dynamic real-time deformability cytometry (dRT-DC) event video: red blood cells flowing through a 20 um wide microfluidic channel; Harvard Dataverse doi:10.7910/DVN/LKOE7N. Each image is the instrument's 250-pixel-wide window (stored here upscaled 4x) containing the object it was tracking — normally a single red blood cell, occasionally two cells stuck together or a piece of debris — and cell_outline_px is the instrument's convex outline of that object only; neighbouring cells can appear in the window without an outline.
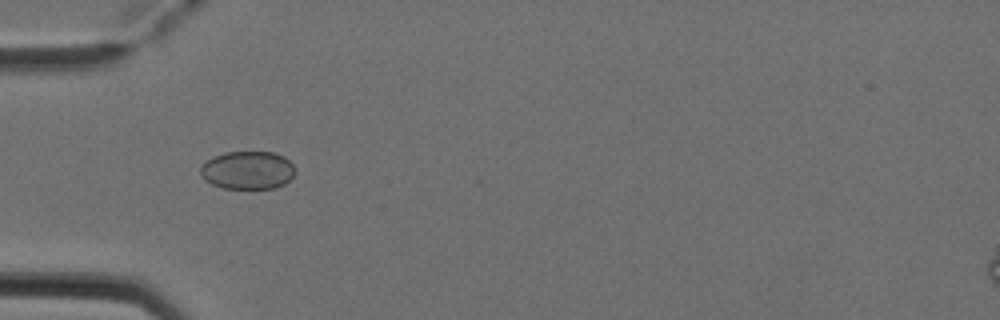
{"species": "Egyptian fruit bat (a non-hibernating species)", "species_latin": "Rousettus aegyptiacus", "temperature_condition": "cold", "stored_images_in_passage": 7, "camera_frame_rate_fps": 3000, "um_per_image_px": 0.085, "animal": {"sex": "female"}, "frame": {"image": 1, "passage_image": 4, "time_ms": 1.0, "image_size_px": [1000, 320], "cell_outline_px": [[296, 172], [284, 184], [276, 188], [224, 188], [212, 184], [204, 180], [200, 172], [200, 168], [208, 160], [224, 152], [272, 152], [284, 156], [296, 168]], "centroid_in_image_um": [21.07, 14.47], "position_along_channel_um": 63.9, "area_um2": 20.92}}
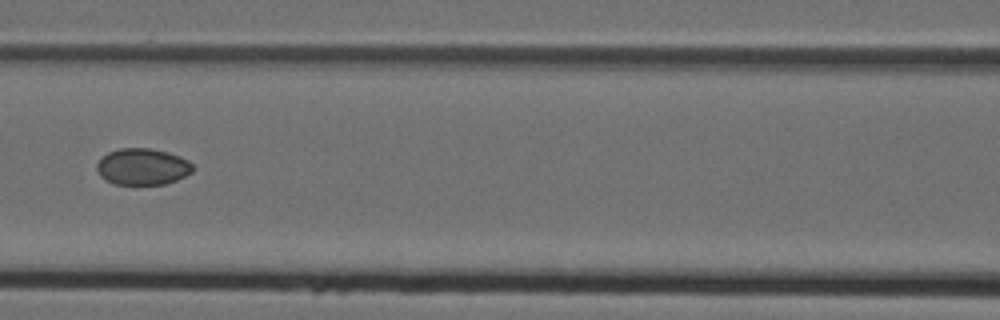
{"frame": {"image": 2, "passage_image": 6, "time_ms": 1.667, "image_size_px": [1000, 320], "cell_outline_px": [[192, 172], [176, 180], [164, 184], [112, 184], [104, 180], [100, 176], [96, 168], [96, 164], [108, 152], [120, 148], [148, 148], [168, 152], [180, 156], [188, 160], [192, 164]], "centroid_in_image_um": [12.09, 14.17], "position_along_channel_um": 154.5, "area_um2": 20.4}}
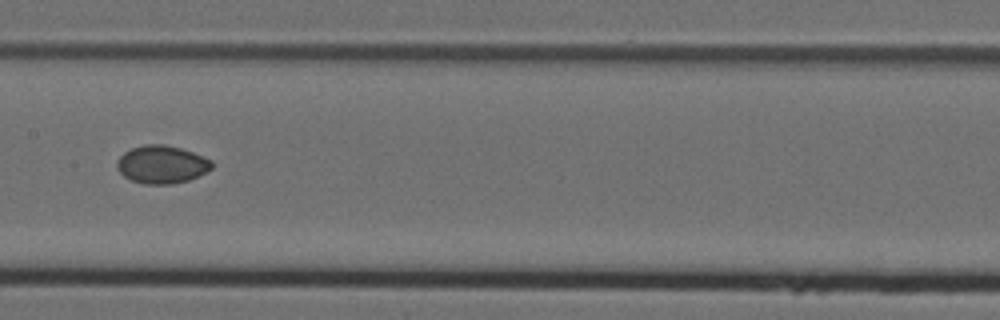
{"frame": {"image": 3, "passage_image": 7, "time_ms": 2.0, "image_size_px": [1000, 320], "cell_outline_px": [[212, 168], [188, 180], [172, 184], [144, 184], [132, 180], [124, 176], [116, 168], [116, 160], [124, 152], [132, 148], [144, 144], [164, 144], [180, 148], [192, 152], [212, 160]], "centroid_in_image_um": [13.71, 13.97], "position_along_channel_um": 193.7, "area_um2": 20.87}}